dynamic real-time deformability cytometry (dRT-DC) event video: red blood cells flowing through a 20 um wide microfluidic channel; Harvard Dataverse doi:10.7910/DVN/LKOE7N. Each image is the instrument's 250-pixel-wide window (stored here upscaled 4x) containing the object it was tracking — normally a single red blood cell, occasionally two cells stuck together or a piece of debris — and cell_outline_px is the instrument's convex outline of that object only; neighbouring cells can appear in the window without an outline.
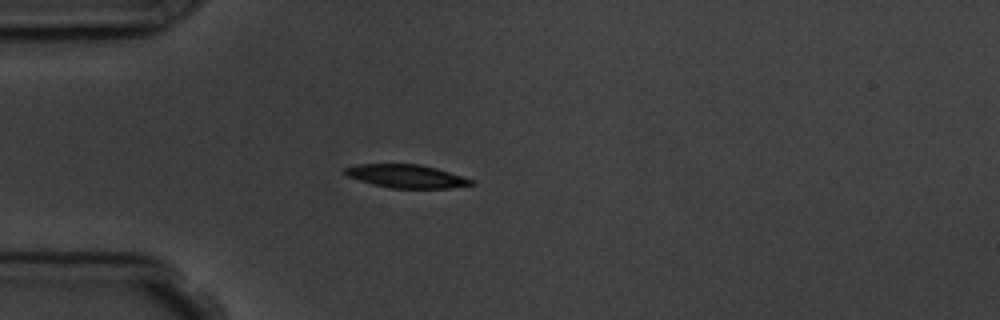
{"species": "common noctule bat (a hibernating species)", "species_latin": "Nyctalus noctula", "temperature_condition": "room temperature", "stored_images_in_passage": 3, "camera_frame_rate_fps": 3000, "um_per_image_px": 0.085, "animal": {"sex": "male", "body_mass_g": 19.5, "forearm_length_mm": 54.6}, "frame": {"image": 1, "passage_image": 3, "time_ms": 3.333, "image_size_px": [1000, 320], "cell_outline_px": [[476, 184], [448, 188], [388, 188], [372, 184], [348, 176], [344, 172], [344, 168], [356, 164], [420, 164], [436, 168], [472, 180]], "centroid_in_image_um": [34.51, 14.98], "position_along_channel_um": 50.5, "area_um2": 16.94}}